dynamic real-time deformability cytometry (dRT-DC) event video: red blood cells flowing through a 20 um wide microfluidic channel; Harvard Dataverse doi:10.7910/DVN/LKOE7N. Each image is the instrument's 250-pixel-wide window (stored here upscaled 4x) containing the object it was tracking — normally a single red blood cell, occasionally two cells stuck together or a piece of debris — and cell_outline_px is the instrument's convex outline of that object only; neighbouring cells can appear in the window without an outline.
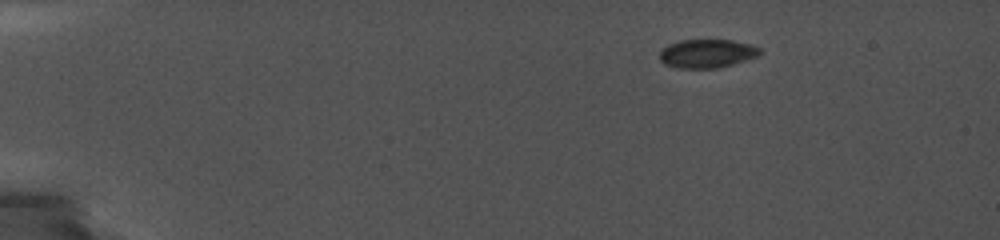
{"species": "common noctule bat (a hibernating species)", "species_latin": "Nyctalus noctula", "temperature_condition": "cold", "stored_images_in_passage": 13, "camera_frame_rate_fps": 5000, "um_per_image_px": 0.085, "animal": {"sex": "female", "body_mass_g": 19.0, "forearm_length_mm": 56.7}, "frame": {"image": 1, "passage_image": 1, "time_ms": 0.0, "image_size_px": [1000, 240], "cell_outline_px": [[764, 52], [756, 56], [720, 68], [680, 68], [664, 64], [660, 60], [660, 48], [668, 44], [680, 40], [732, 40], [752, 44], [760, 48]], "centroid_in_image_um": [60.08, 4.54], "position_along_channel_um": 24.9, "area_um2": 16.82}}
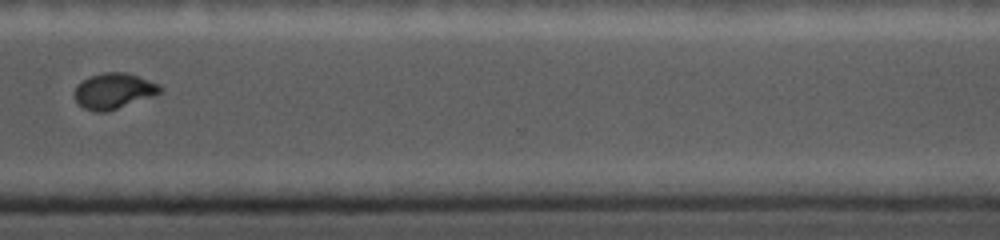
{"frame": {"image": 2, "passage_image": 11, "time_ms": 11.8, "image_size_px": [1000, 240], "cell_outline_px": [[164, 88], [156, 96], [104, 112], [96, 112], [84, 108], [72, 96], [72, 92], [88, 76], [104, 72], [128, 72], [160, 84]], "centroid_in_image_um": [9.7, 7.72], "position_along_channel_um": 360.9, "area_um2": 17.98}}
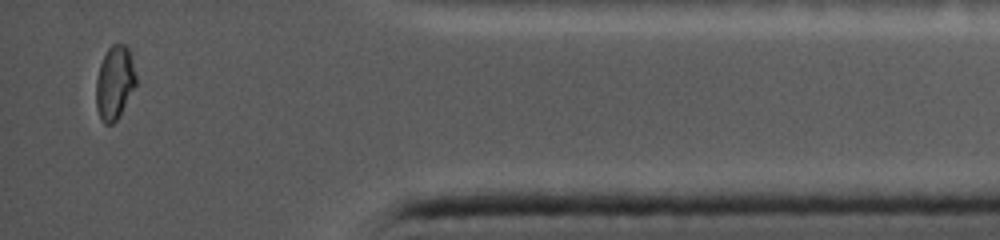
{"frame": {"image": 3, "passage_image": 13, "time_ms": 14.0, "image_size_px": [1000, 240], "cell_outline_px": [[136, 84], [120, 116], [112, 124], [104, 124], [100, 120], [96, 108], [96, 80], [100, 64], [108, 48], [112, 44], [124, 44], [128, 48], [132, 60], [136, 76]], "centroid_in_image_um": [9.73, 7.06], "position_along_channel_um": 425.5, "area_um2": 17.17}}